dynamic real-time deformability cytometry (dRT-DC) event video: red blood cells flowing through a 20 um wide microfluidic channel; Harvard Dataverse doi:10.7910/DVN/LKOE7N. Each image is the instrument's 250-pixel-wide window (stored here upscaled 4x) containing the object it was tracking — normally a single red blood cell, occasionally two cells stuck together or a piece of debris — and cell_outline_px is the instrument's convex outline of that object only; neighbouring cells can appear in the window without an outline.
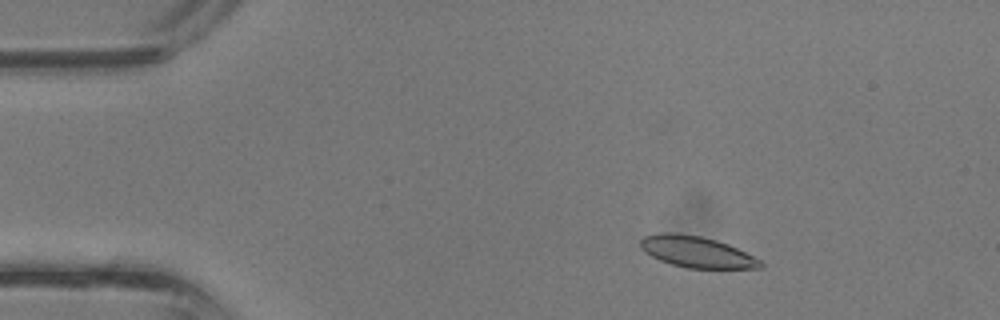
{"species": "common noctule bat (a hibernating species)", "species_latin": "Nyctalus noctula", "temperature_condition": "room temperature", "stored_images_in_passage": 37, "camera_frame_rate_fps": 3000, "um_per_image_px": 0.085, "animal": {"sex": "male", "body_mass_g": 13.3}, "frame": {"image": 1, "passage_image": 5, "time_ms": 1.333, "image_size_px": [1000, 320], "cell_outline_px": [[764, 268], [688, 268], [672, 264], [660, 260], [644, 252], [640, 248], [640, 240], [644, 236], [668, 232], [700, 236], [716, 240], [728, 244], [760, 260], [764, 264]], "centroid_in_image_um": [59.2, 21.42], "position_along_channel_um": 25.8, "area_um2": 21.56}}
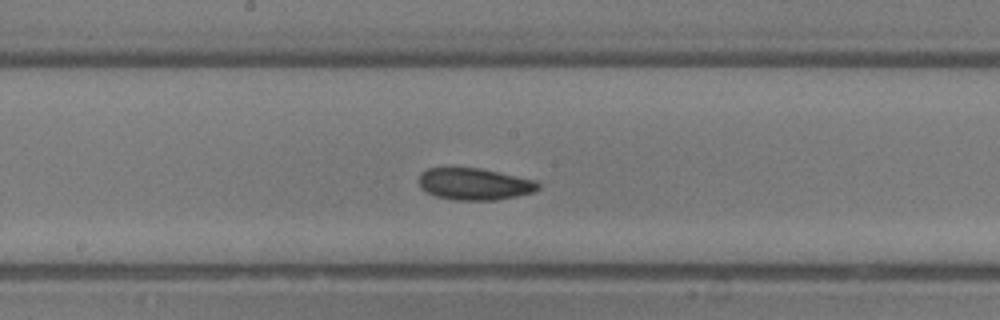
{"frame": {"image": 2, "passage_image": 19, "time_ms": 6.0, "image_size_px": [1000, 320], "cell_outline_px": [[540, 188], [532, 192], [516, 196], [496, 200], [456, 200], [436, 196], [420, 188], [416, 180], [420, 172], [428, 168], [480, 168], [536, 180], [540, 184]], "centroid_in_image_um": [40.29, 15.64], "position_along_channel_um": 207.9, "area_um2": 22.25}}
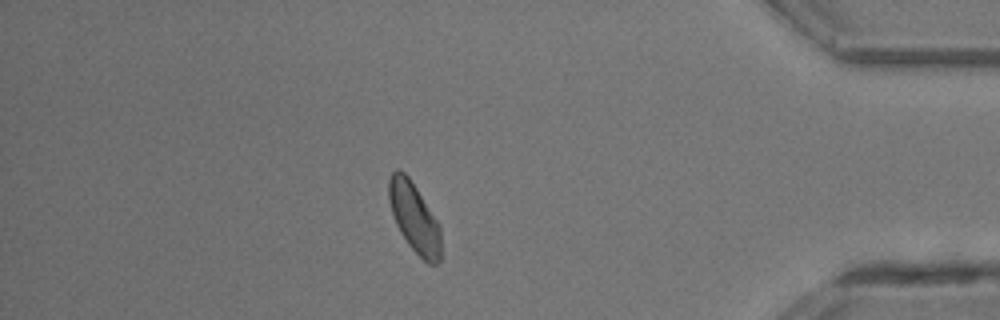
{"frame": {"image": 3, "passage_image": 32, "time_ms": 10.333, "image_size_px": [1000, 320], "cell_outline_px": [[440, 260], [436, 264], [428, 264], [408, 244], [400, 232], [396, 224], [388, 200], [388, 180], [392, 172], [396, 168], [404, 172], [408, 176], [440, 224]], "centroid_in_image_um": [35.2, 18.48], "position_along_channel_um": 400.0, "area_um2": 21.04}}